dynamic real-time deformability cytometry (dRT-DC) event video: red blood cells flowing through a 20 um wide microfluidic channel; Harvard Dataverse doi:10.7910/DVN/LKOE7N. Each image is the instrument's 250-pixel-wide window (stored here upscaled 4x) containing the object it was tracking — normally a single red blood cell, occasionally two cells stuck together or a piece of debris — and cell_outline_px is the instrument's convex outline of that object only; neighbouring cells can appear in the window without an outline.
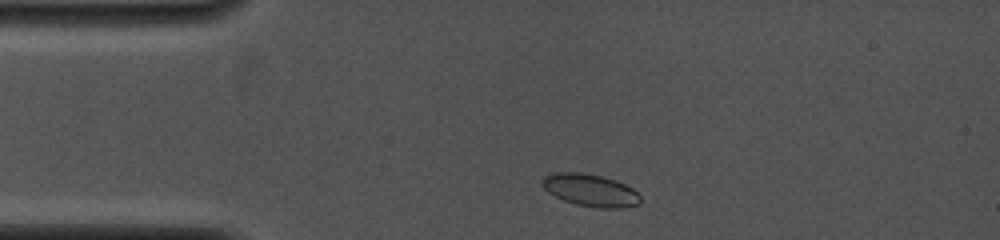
{"species": "common noctule bat (a hibernating species)", "species_latin": "Nyctalus noctula", "temperature_condition": "cold", "stored_images_in_passage": 58, "camera_frame_rate_fps": 4000, "um_per_image_px": 0.085, "animal": {"sex": "female", "body_mass_g": 19.0, "forearm_length_mm": 53.3}, "frame": {"image": 1, "passage_image": 3, "time_ms": 0.5, "image_size_px": [1000, 240], "cell_outline_px": [[640, 204], [620, 208], [600, 208], [576, 204], [564, 200], [548, 192], [544, 188], [540, 180], [544, 176], [552, 172], [584, 172], [616, 180], [632, 188], [640, 196]], "centroid_in_image_um": [50.16, 16.15], "position_along_channel_um": 34.8, "area_um2": 18.5}}
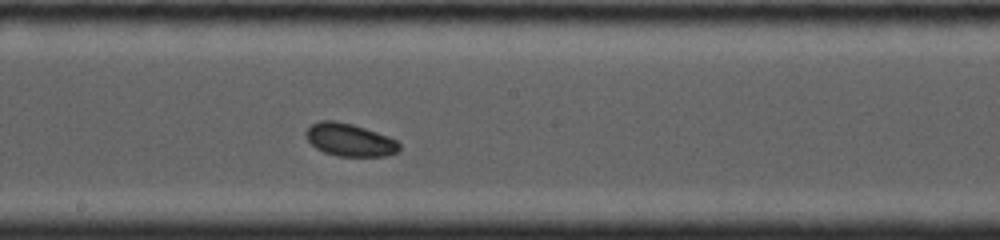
{"frame": {"image": 2, "passage_image": 26, "time_ms": 5.75, "image_size_px": [1000, 240], "cell_outline_px": [[400, 152], [384, 156], [336, 156], [324, 152], [316, 148], [304, 136], [304, 132], [312, 124], [320, 120], [336, 120], [352, 124], [388, 136], [396, 140], [400, 144]], "centroid_in_image_um": [29.71, 11.89], "position_along_channel_um": 218.5, "area_um2": 17.92}}
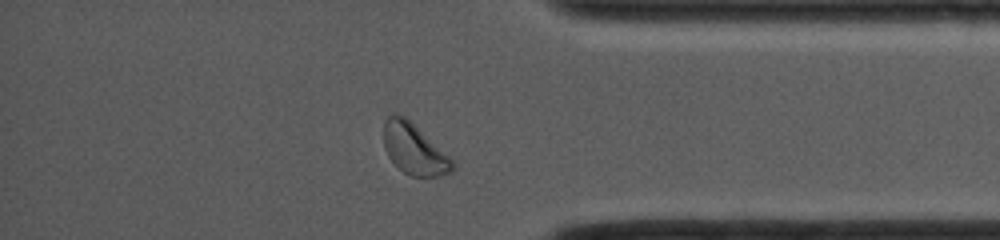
{"frame": {"image": 3, "passage_image": 53, "time_ms": 10.25, "image_size_px": [1000, 240], "cell_outline_px": [[456, 168], [452, 172], [440, 176], [412, 176], [404, 172], [388, 156], [384, 148], [384, 120], [388, 116], [404, 116], [448, 156], [456, 164]], "centroid_in_image_um": [35.21, 12.71], "position_along_channel_um": 400.0, "area_um2": 19.71}, "authors_computed_cell_mechanics": {"area_um2": 17.7446, "velocity_mm_per_s": 4.125, "shape_relaxation_time_tau1_ms": 2.5187, "shape_relaxation_time_tau2_ms": 6.557, "deformation_change_tau1": 0.0541, "deformation_change_tau2": 0.0714}}